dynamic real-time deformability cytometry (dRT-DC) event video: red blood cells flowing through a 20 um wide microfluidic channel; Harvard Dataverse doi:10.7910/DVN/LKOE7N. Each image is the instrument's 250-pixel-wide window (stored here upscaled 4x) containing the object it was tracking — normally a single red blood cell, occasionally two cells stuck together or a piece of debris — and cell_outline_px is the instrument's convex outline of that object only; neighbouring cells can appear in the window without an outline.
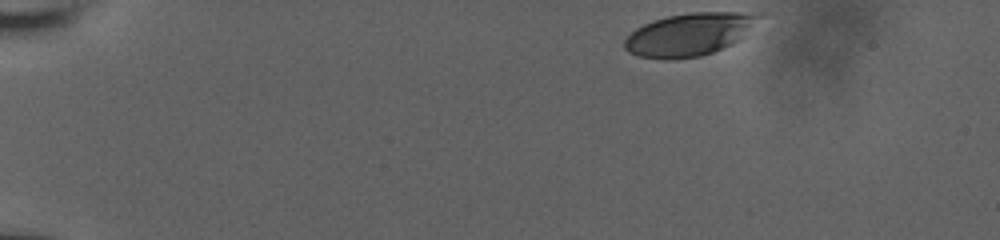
{"species": "human", "species_latin": "Homo sapiens", "temperature_condition": "room temperature", "stored_images_in_passage": 40, "camera_frame_rate_fps": 3000, "um_per_image_px": 0.085, "donor": {"sex": "male"}, "frame": {"image": 1, "passage_image": 1, "time_ms": 0.0, "image_size_px": [1000, 240], "cell_outline_px": [[768, 12], [740, 40], [732, 44], [712, 52], [700, 56], [672, 60], [664, 60], [636, 56], [628, 52], [624, 48], [624, 40], [636, 28], [652, 20], [668, 16], [692, 12]], "centroid_in_image_um": [58.64, 2.91], "position_along_channel_um": 26.4, "area_um2": 33.99}}
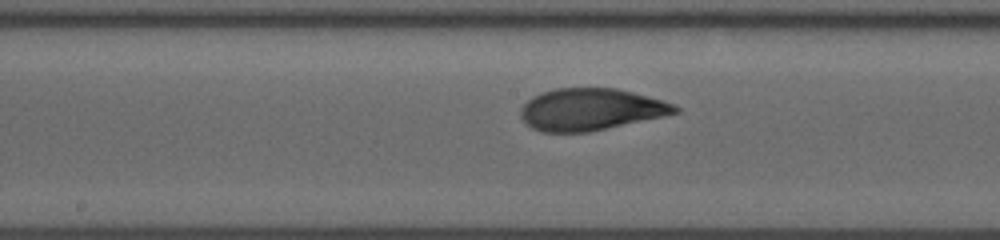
{"frame": {"image": 2, "passage_image": 23, "time_ms": 7.333, "image_size_px": [1000, 240], "cell_outline_px": [[680, 112], [664, 116], [588, 132], [540, 132], [532, 128], [520, 116], [520, 108], [532, 96], [540, 92], [556, 88], [616, 88], [632, 92], [676, 104], [680, 108]], "centroid_in_image_um": [50.2, 9.3], "position_along_channel_um": 198.0, "area_um2": 37.69}}
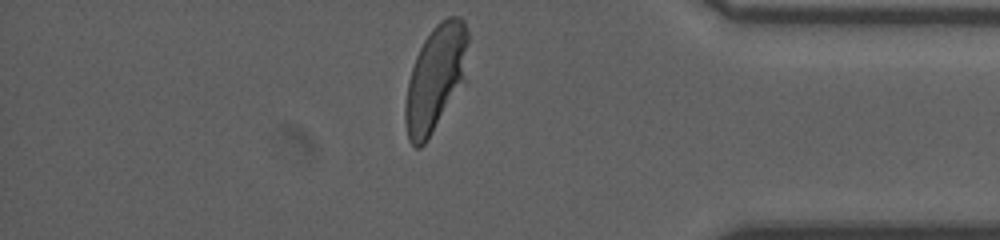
{"frame": {"image": 3, "passage_image": 40, "time_ms": 13.0, "image_size_px": [1000, 240], "cell_outline_px": [[468, 40], [460, 80], [424, 144], [420, 148], [416, 148], [408, 140], [404, 120], [404, 108], [408, 80], [416, 56], [424, 40], [432, 28], [440, 20], [448, 16], [460, 16], [464, 20], [468, 32]], "centroid_in_image_um": [36.92, 6.57], "position_along_channel_um": 398.3, "area_um2": 36.7}, "authors_computed_cell_mechanics": {"area_um2": 37.4833, "velocity_mm_per_s": 3.9065, "shape_relaxation_time_tau1_ms": 2.907, "shape_relaxation_time_tau2_ms": null, "deformation_change_tau1": 0.1491, "deformation_change_tau2": null}}